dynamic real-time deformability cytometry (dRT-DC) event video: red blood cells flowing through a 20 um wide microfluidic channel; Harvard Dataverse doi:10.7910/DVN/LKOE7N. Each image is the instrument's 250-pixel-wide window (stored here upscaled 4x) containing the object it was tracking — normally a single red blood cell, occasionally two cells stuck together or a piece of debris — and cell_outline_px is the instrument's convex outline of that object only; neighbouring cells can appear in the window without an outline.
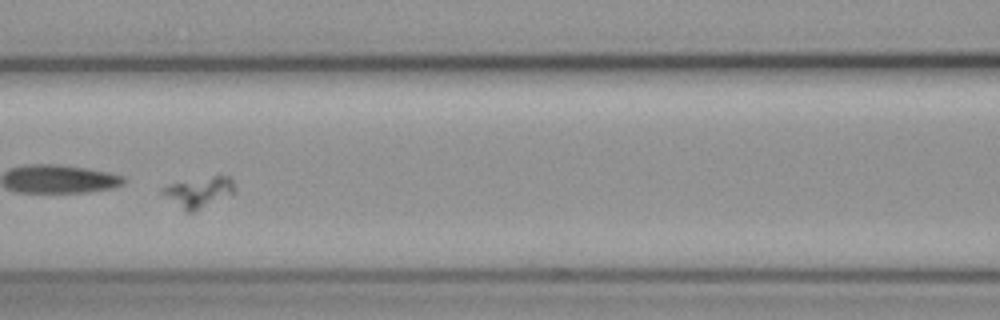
{"species": "common noctule bat (a hibernating species)", "species_latin": "Nyctalus noctula", "temperature_condition": "cold", "stored_images_in_passage": 60, "camera_frame_rate_fps": 3000, "um_per_image_px": 0.085, "animal": {"sex": "female", "body_mass_g": 19.3, "forearm_length_mm": 54.1}, "frame": {"image": 1, "passage_image": 26, "time_ms": 8.333, "image_size_px": [1000, 320], "cell_outline_px": [[236, 192], [232, 196], [192, 212], [188, 212], [160, 192], [160, 188], [168, 184], [212, 176], [228, 176], [232, 180], [236, 188]], "centroid_in_image_um": [16.97, 16.32], "position_along_channel_um": 149.6, "area_um2": 12.77}}